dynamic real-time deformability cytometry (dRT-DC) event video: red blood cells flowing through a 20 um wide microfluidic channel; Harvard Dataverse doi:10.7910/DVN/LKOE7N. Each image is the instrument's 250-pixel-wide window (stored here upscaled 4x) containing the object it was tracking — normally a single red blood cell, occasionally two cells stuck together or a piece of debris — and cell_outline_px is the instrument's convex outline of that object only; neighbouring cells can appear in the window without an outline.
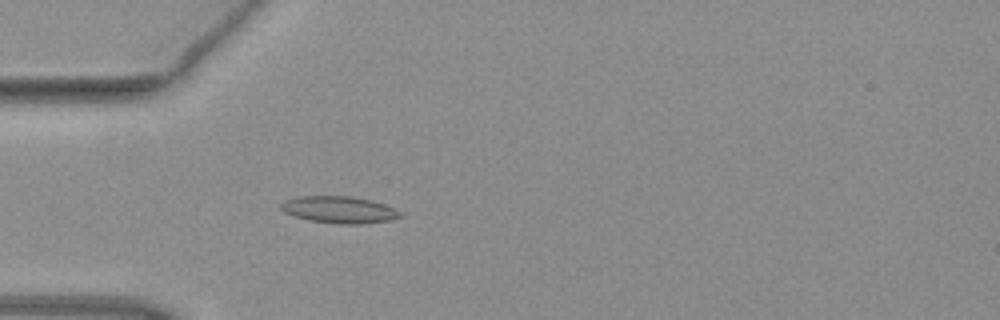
{"species": "common noctule bat (a hibernating species)", "species_latin": "Nyctalus noctula", "temperature_condition": "warm", "stored_images_in_passage": 5, "camera_frame_rate_fps": 3000, "um_per_image_px": 0.085, "animal": {"sex": "female", "body_mass_g": 19.3, "forearm_length_mm": 54.1}, "frame": {"image": 1, "passage_image": 5, "time_ms": 1.333, "image_size_px": [1000, 320], "cell_outline_px": [[404, 216], [388, 220], [364, 224], [336, 224], [308, 220], [284, 212], [280, 208], [280, 204], [284, 200], [300, 196], [352, 196], [372, 200], [384, 204], [400, 212]], "centroid_in_image_um": [28.82, 17.82], "position_along_channel_um": 56.2, "area_um2": 18.73}}